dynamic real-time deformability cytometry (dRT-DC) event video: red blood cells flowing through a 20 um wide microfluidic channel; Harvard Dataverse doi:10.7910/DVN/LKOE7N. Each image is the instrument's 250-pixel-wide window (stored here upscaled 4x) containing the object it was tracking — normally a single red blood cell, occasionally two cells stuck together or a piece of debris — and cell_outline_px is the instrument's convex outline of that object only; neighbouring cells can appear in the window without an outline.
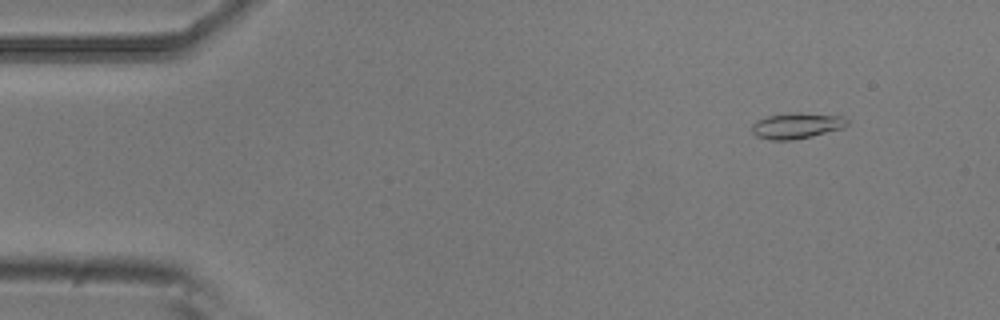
{"species": "common noctule bat (a hibernating species)", "species_latin": "Nyctalus noctula", "temperature_condition": "room temperature", "stored_images_in_passage": 6, "camera_frame_rate_fps": 3000, "um_per_image_px": 0.085, "animal": {"sex": "male", "body_mass_g": 20.5, "forearm_length_mm": 52.5}, "frame": {"image": 1, "passage_image": 2, "time_ms": 0.333, "image_size_px": [1000, 320], "cell_outline_px": [[848, 124], [844, 128], [812, 136], [792, 140], [768, 140], [756, 136], [752, 132], [752, 124], [756, 120], [768, 116], [788, 112], [800, 112], [840, 116], [848, 120]], "centroid_in_image_um": [67.7, 10.68], "position_along_channel_um": 17.3, "area_um2": 14.51}}
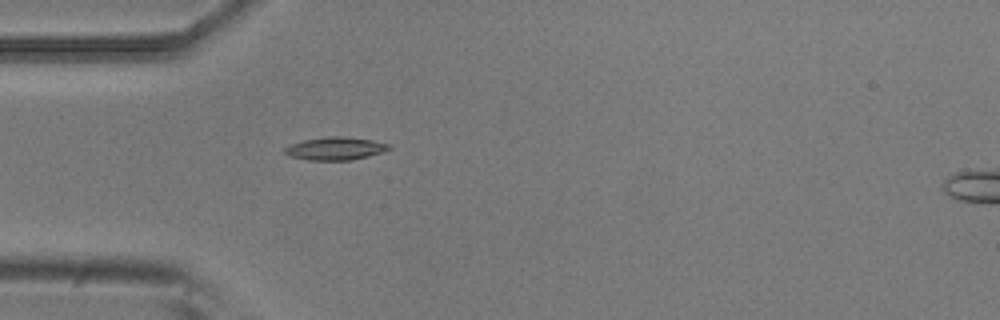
{"frame": {"image": 2, "passage_image": 5, "time_ms": 1.333, "image_size_px": [1000, 320], "cell_outline_px": [[392, 148], [384, 152], [352, 160], [308, 160], [288, 156], [284, 152], [284, 148], [292, 144], [304, 140], [328, 136], [344, 136], [372, 140], [392, 144]], "centroid_in_image_um": [28.55, 12.62], "position_along_channel_um": 56.5, "area_um2": 14.05}}